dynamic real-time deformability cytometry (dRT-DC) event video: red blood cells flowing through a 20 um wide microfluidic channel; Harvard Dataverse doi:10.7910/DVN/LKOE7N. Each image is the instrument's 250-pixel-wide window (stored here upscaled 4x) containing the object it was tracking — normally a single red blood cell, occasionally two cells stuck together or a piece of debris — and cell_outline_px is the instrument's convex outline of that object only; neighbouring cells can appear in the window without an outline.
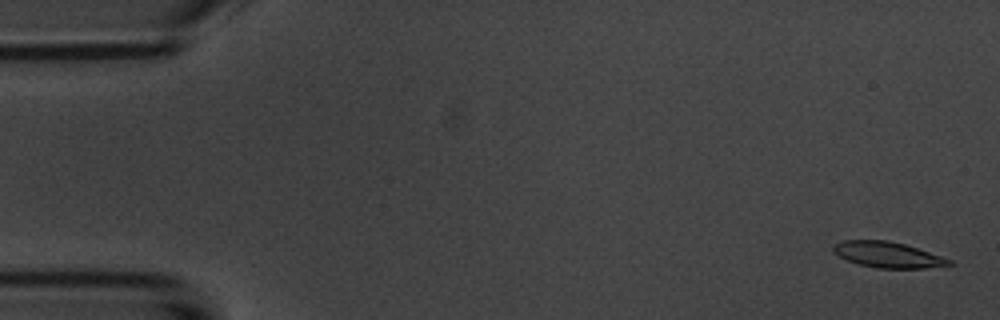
{"species": "common noctule bat (a hibernating species)", "species_latin": "Nyctalus noctula", "temperature_condition": "room temperature", "stored_images_in_passage": 11, "camera_frame_rate_fps": 3000, "um_per_image_px": 0.085, "animal": {"sex": "male", "body_mass_g": 20.1, "forearm_length_mm": 53.5}, "frame": {"image": 1, "passage_image": 2, "time_ms": 0.333, "image_size_px": [1000, 320], "cell_outline_px": [[952, 264], [924, 268], [876, 268], [856, 264], [840, 256], [832, 248], [832, 244], [844, 240], [888, 240], [904, 244], [952, 260]], "centroid_in_image_um": [75.41, 21.65], "position_along_channel_um": 9.6, "area_um2": 17.17}}